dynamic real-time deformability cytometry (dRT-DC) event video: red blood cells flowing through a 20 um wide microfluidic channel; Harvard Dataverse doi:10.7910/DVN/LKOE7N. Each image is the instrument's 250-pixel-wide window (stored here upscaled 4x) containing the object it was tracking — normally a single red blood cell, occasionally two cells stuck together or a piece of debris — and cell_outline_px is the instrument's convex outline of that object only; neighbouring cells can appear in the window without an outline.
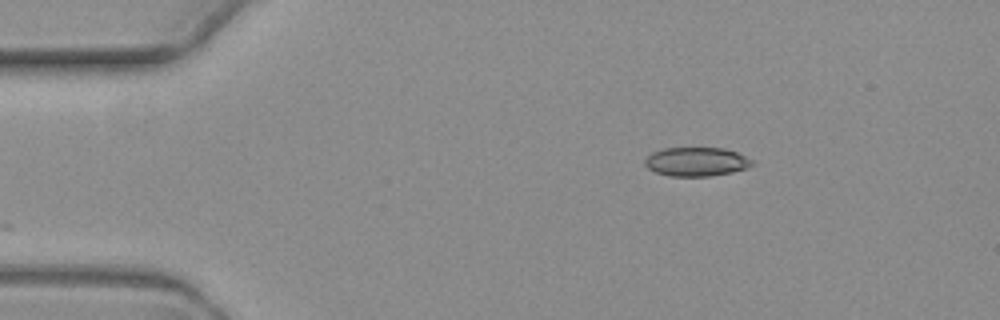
{"species": "common noctule bat (a hibernating species)", "species_latin": "Nyctalus noctula", "temperature_condition": "warm", "stored_images_in_passage": 4, "camera_frame_rate_fps": 3000, "um_per_image_px": 0.085, "animal": {"sex": "female", "body_mass_g": 19.3, "forearm_length_mm": 54.1}, "frame": {"image": 1, "passage_image": 2, "time_ms": 1.0, "image_size_px": [1000, 320], "cell_outline_px": [[756, 164], [748, 168], [732, 172], [708, 176], [672, 176], [656, 172], [648, 168], [644, 164], [644, 160], [652, 152], [664, 148], [724, 148], [736, 152], [756, 160]], "centroid_in_image_um": [59.25, 13.74], "position_along_channel_um": 25.8, "area_um2": 18.21}}
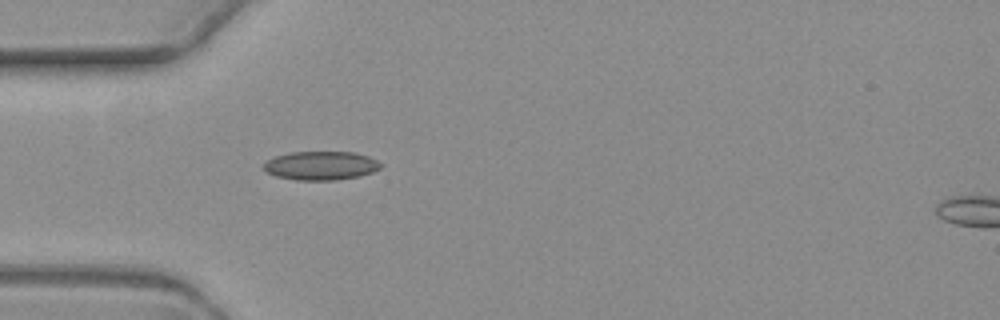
{"frame": {"image": 2, "passage_image": 4, "time_ms": 3.667, "image_size_px": [1000, 320], "cell_outline_px": [[384, 164], [380, 168], [372, 172], [360, 176], [336, 180], [296, 180], [276, 176], [268, 172], [264, 168], [264, 164], [268, 160], [276, 156], [292, 152], [356, 152], [368, 156]], "centroid_in_image_um": [27.32, 14.08], "position_along_channel_um": 57.7, "area_um2": 19.54}}